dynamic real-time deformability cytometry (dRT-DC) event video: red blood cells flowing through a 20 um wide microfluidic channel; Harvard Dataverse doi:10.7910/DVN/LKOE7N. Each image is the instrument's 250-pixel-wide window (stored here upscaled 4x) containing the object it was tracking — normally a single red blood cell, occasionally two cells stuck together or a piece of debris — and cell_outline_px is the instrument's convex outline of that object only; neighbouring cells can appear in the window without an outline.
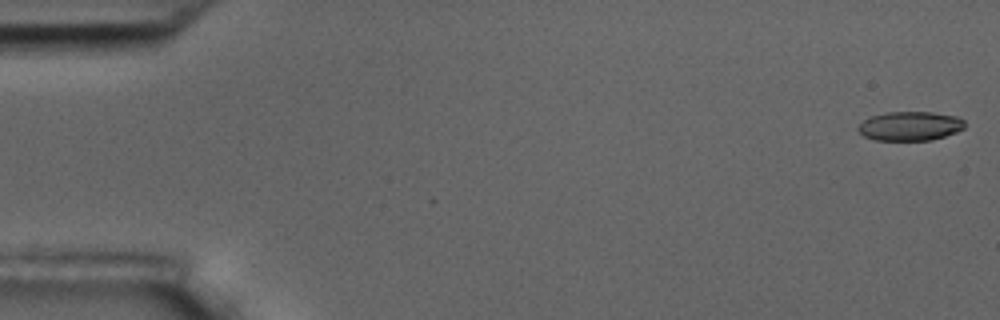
{"species": "common noctule bat (a hibernating species)", "species_latin": "Nyctalus noctula", "temperature_condition": "room temperature", "stored_images_in_passage": 57, "camera_frame_rate_fps": 3000, "um_per_image_px": 0.085, "animal": {"sex": "male", "body_mass_g": 17.5, "forearm_length_mm": 52.3}, "frame": {"image": 1, "passage_image": 1, "time_ms": 0.0, "image_size_px": [1000, 320], "cell_outline_px": [[964, 128], [956, 132], [932, 140], [872, 140], [864, 136], [856, 128], [868, 116], [888, 112], [932, 112], [956, 116], [964, 120]], "centroid_in_image_um": [77.33, 10.71], "position_along_channel_um": 7.7, "area_um2": 18.15}}
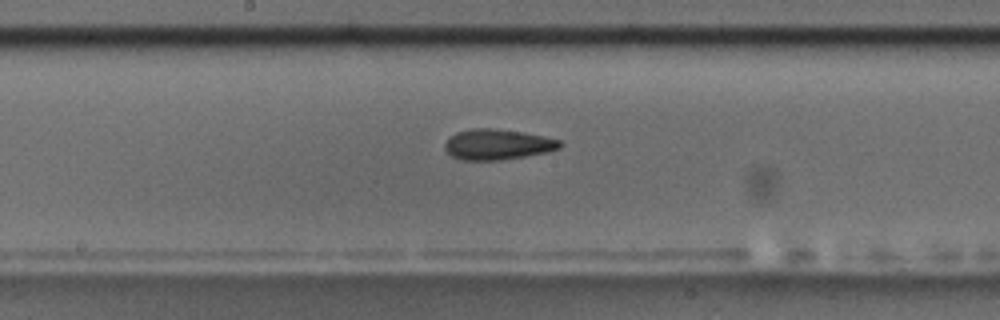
{"frame": {"image": 2, "passage_image": 30, "time_ms": 9.667, "image_size_px": [1000, 320], "cell_outline_px": [[564, 144], [560, 148], [548, 152], [500, 160], [460, 160], [452, 156], [444, 148], [444, 144], [456, 132], [472, 128], [492, 128], [520, 132], [544, 136], [560, 140]], "centroid_in_image_um": [42.3, 12.28], "position_along_channel_um": 205.9, "area_um2": 20.4}}
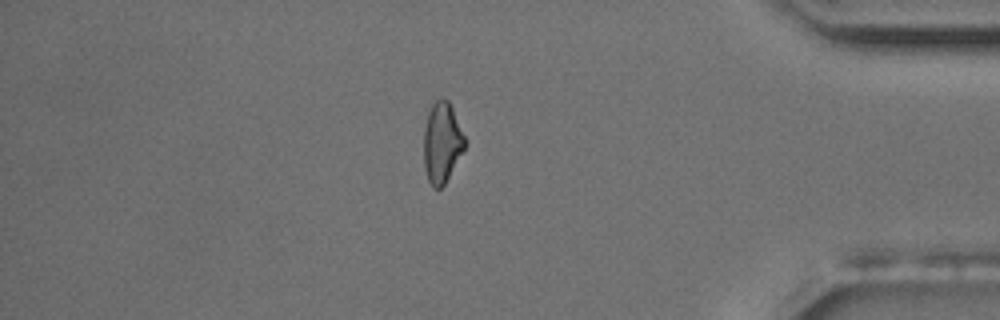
{"frame": {"image": 3, "passage_image": 49, "time_ms": 16.0, "image_size_px": [1000, 320], "cell_outline_px": [[464, 148], [444, 184], [440, 188], [432, 188], [428, 180], [424, 168], [424, 128], [428, 112], [432, 104], [440, 96], [448, 100], [452, 108], [464, 136]], "centroid_in_image_um": [37.53, 12.1], "position_along_channel_um": 397.7, "area_um2": 18.96}, "authors_computed_cell_mechanics": {"area_um2": 19.941, "velocity_mm_per_s": 3.5436, "shape_relaxation_time_tau1_ms": 9.6125, "shape_relaxation_time_tau2_ms": 4.1086, "deformation_change_tau1": 0.1822, "deformation_change_tau2": 0.1326}}